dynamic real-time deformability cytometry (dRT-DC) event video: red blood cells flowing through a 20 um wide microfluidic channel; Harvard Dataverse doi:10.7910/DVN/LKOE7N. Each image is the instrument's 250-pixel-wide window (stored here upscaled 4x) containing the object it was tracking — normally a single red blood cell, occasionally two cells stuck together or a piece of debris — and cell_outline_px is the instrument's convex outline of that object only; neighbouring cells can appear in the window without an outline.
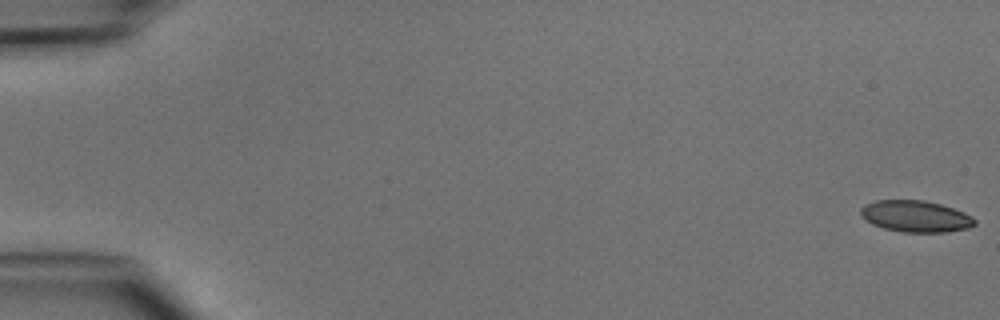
{"species": "common noctule bat (a hibernating species)", "species_latin": "Nyctalus noctula", "temperature_condition": "cold", "stored_images_in_passage": 5, "camera_frame_rate_fps": 3000, "um_per_image_px": 0.085, "animal": {"sex": "male", "body_mass_g": 15.6}, "frame": {"image": 1, "passage_image": 1, "time_ms": 0.0, "image_size_px": [1000, 320], "cell_outline_px": [[976, 224], [968, 228], [944, 232], [904, 232], [884, 228], [872, 224], [860, 216], [860, 208], [864, 204], [876, 200], [924, 200], [940, 204], [964, 212], [972, 216], [976, 220]], "centroid_in_image_um": [77.81, 18.38], "position_along_channel_um": 7.2, "area_um2": 20.98}}
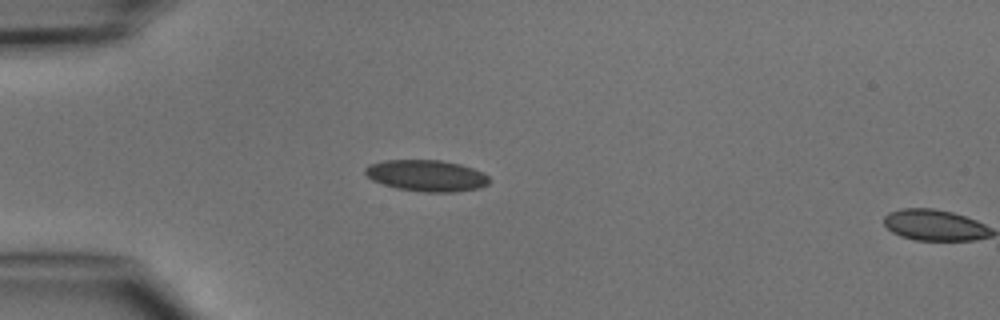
{"frame": {"image": 2, "passage_image": 4, "time_ms": 4.333, "image_size_px": [1000, 320], "cell_outline_px": [[488, 184], [480, 188], [452, 192], [424, 192], [396, 188], [372, 180], [364, 172], [364, 168], [368, 164], [384, 160], [440, 160], [460, 164], [484, 172], [488, 176]], "centroid_in_image_um": [36.24, 14.92], "position_along_channel_um": 48.8, "area_um2": 22.72}}